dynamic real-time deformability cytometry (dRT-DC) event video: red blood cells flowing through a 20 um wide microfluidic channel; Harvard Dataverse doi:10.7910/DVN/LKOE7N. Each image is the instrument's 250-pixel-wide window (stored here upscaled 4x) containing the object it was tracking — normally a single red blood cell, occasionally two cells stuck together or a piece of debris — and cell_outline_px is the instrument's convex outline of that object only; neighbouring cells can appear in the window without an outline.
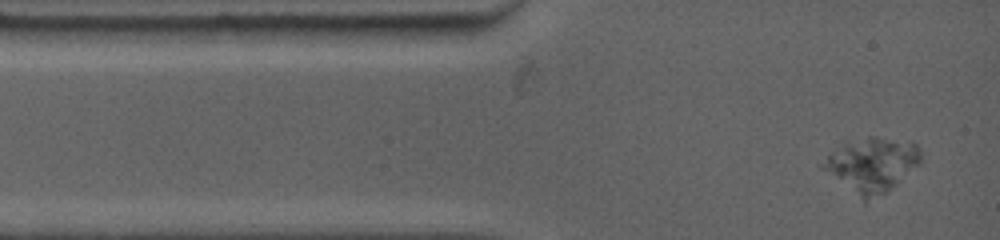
{"species": "common noctule bat (a hibernating species)", "species_latin": "Nyctalus noctula", "temperature_condition": "warm", "stored_images_in_passage": 7, "camera_frame_rate_fps": 4500, "um_per_image_px": 0.085, "animal": {"sex": "female", "body_mass_g": 19.0, "forearm_length_mm": 53.3}, "frame": {"image": 1, "passage_image": 1, "time_ms": 0.0, "image_size_px": [1000, 240], "cell_outline_px": [[920, 164], [884, 192], [864, 204], [820, 168], [820, 164], [844, 140], [868, 136], [872, 136], [912, 140], [916, 144], [920, 152]], "centroid_in_image_um": [74.05, 13.99], "position_along_channel_um": 11.0, "area_um2": 31.56}}
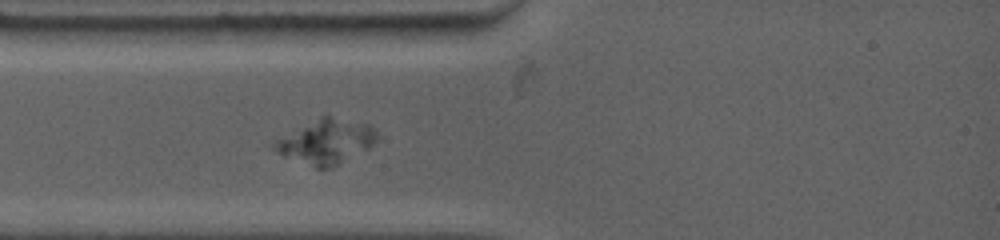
{"frame": {"image": 2, "passage_image": 5, "time_ms": 2.222, "image_size_px": [1000, 240], "cell_outline_px": [[376, 140], [368, 148], [332, 168], [316, 168], [284, 156], [272, 148], [272, 144], [276, 140], [320, 116], [328, 116], [372, 124], [376, 132]], "centroid_in_image_um": [27.74, 12.04], "position_along_channel_um": 57.3, "area_um2": 26.13}}
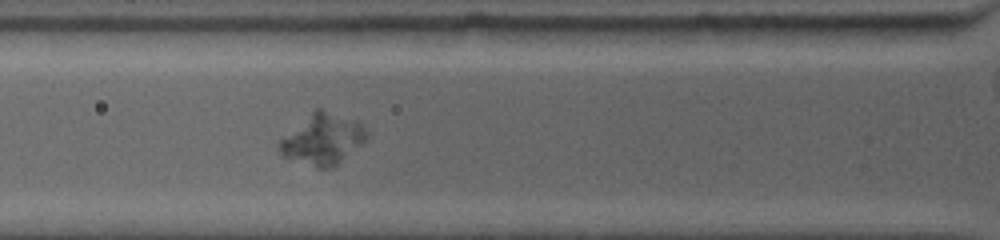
{"frame": {"image": 3, "passage_image": 7, "time_ms": 3.333, "image_size_px": [1000, 240], "cell_outline_px": [[368, 132], [364, 140], [332, 168], [316, 168], [284, 156], [280, 152], [280, 140], [316, 108], [320, 108], [356, 120], [364, 124]], "centroid_in_image_um": [27.45, 11.82], "position_along_channel_um": 98.4, "area_um2": 25.09}}